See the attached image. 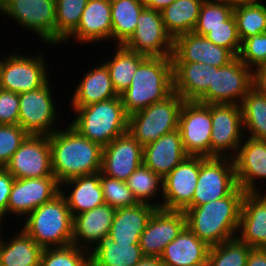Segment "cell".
Segmentation results:
<instances>
[{"mask_svg":"<svg viewBox=\"0 0 266 266\" xmlns=\"http://www.w3.org/2000/svg\"><path fill=\"white\" fill-rule=\"evenodd\" d=\"M67 124L48 135L53 175L59 184L101 170L103 148Z\"/></svg>","mask_w":266,"mask_h":266,"instance_id":"cell-1","label":"cell"},{"mask_svg":"<svg viewBox=\"0 0 266 266\" xmlns=\"http://www.w3.org/2000/svg\"><path fill=\"white\" fill-rule=\"evenodd\" d=\"M246 192L237 186L228 196L186 208V226L209 247L237 236L242 200Z\"/></svg>","mask_w":266,"mask_h":266,"instance_id":"cell-2","label":"cell"},{"mask_svg":"<svg viewBox=\"0 0 266 266\" xmlns=\"http://www.w3.org/2000/svg\"><path fill=\"white\" fill-rule=\"evenodd\" d=\"M173 92L172 57H147L136 69L130 86L120 95L128 116Z\"/></svg>","mask_w":266,"mask_h":266,"instance_id":"cell-3","label":"cell"},{"mask_svg":"<svg viewBox=\"0 0 266 266\" xmlns=\"http://www.w3.org/2000/svg\"><path fill=\"white\" fill-rule=\"evenodd\" d=\"M69 109L74 116L68 123L102 148L128 132V115L124 110L121 96Z\"/></svg>","mask_w":266,"mask_h":266,"instance_id":"cell-4","label":"cell"},{"mask_svg":"<svg viewBox=\"0 0 266 266\" xmlns=\"http://www.w3.org/2000/svg\"><path fill=\"white\" fill-rule=\"evenodd\" d=\"M73 220L65 198L59 193L24 218L22 229L43 249L72 244Z\"/></svg>","mask_w":266,"mask_h":266,"instance_id":"cell-5","label":"cell"},{"mask_svg":"<svg viewBox=\"0 0 266 266\" xmlns=\"http://www.w3.org/2000/svg\"><path fill=\"white\" fill-rule=\"evenodd\" d=\"M184 101L173 91L164 100L128 116V132L144 147L177 130Z\"/></svg>","mask_w":266,"mask_h":266,"instance_id":"cell-6","label":"cell"},{"mask_svg":"<svg viewBox=\"0 0 266 266\" xmlns=\"http://www.w3.org/2000/svg\"><path fill=\"white\" fill-rule=\"evenodd\" d=\"M56 0H0V14L36 34L39 42L56 45Z\"/></svg>","mask_w":266,"mask_h":266,"instance_id":"cell-7","label":"cell"},{"mask_svg":"<svg viewBox=\"0 0 266 266\" xmlns=\"http://www.w3.org/2000/svg\"><path fill=\"white\" fill-rule=\"evenodd\" d=\"M31 55L11 52L8 56H2L0 88L21 94L42 87L51 78L47 70V56L39 50L34 56Z\"/></svg>","mask_w":266,"mask_h":266,"instance_id":"cell-8","label":"cell"},{"mask_svg":"<svg viewBox=\"0 0 266 266\" xmlns=\"http://www.w3.org/2000/svg\"><path fill=\"white\" fill-rule=\"evenodd\" d=\"M50 80L38 89L19 94L18 125L28 134L50 135L61 128L57 116L61 110L57 111L56 92H53Z\"/></svg>","mask_w":266,"mask_h":266,"instance_id":"cell-9","label":"cell"},{"mask_svg":"<svg viewBox=\"0 0 266 266\" xmlns=\"http://www.w3.org/2000/svg\"><path fill=\"white\" fill-rule=\"evenodd\" d=\"M252 88V69L238 57L223 67L213 66L212 84L197 100L204 104H237Z\"/></svg>","mask_w":266,"mask_h":266,"instance_id":"cell-10","label":"cell"},{"mask_svg":"<svg viewBox=\"0 0 266 266\" xmlns=\"http://www.w3.org/2000/svg\"><path fill=\"white\" fill-rule=\"evenodd\" d=\"M237 186L233 158L200 156L197 186L187 208L224 198Z\"/></svg>","mask_w":266,"mask_h":266,"instance_id":"cell-11","label":"cell"},{"mask_svg":"<svg viewBox=\"0 0 266 266\" xmlns=\"http://www.w3.org/2000/svg\"><path fill=\"white\" fill-rule=\"evenodd\" d=\"M210 157L233 158L245 136L241 105L211 104Z\"/></svg>","mask_w":266,"mask_h":266,"instance_id":"cell-12","label":"cell"},{"mask_svg":"<svg viewBox=\"0 0 266 266\" xmlns=\"http://www.w3.org/2000/svg\"><path fill=\"white\" fill-rule=\"evenodd\" d=\"M123 46L147 57H171L174 39L166 31L161 13L144 8L135 31Z\"/></svg>","mask_w":266,"mask_h":266,"instance_id":"cell-13","label":"cell"},{"mask_svg":"<svg viewBox=\"0 0 266 266\" xmlns=\"http://www.w3.org/2000/svg\"><path fill=\"white\" fill-rule=\"evenodd\" d=\"M178 130L188 155L210 157L211 104L184 101Z\"/></svg>","mask_w":266,"mask_h":266,"instance_id":"cell-14","label":"cell"},{"mask_svg":"<svg viewBox=\"0 0 266 266\" xmlns=\"http://www.w3.org/2000/svg\"><path fill=\"white\" fill-rule=\"evenodd\" d=\"M4 168L16 179L54 176L49 136L29 134Z\"/></svg>","mask_w":266,"mask_h":266,"instance_id":"cell-15","label":"cell"},{"mask_svg":"<svg viewBox=\"0 0 266 266\" xmlns=\"http://www.w3.org/2000/svg\"><path fill=\"white\" fill-rule=\"evenodd\" d=\"M60 193V184L55 176L43 178L14 179L7 216L24 219L29 213Z\"/></svg>","mask_w":266,"mask_h":266,"instance_id":"cell-16","label":"cell"},{"mask_svg":"<svg viewBox=\"0 0 266 266\" xmlns=\"http://www.w3.org/2000/svg\"><path fill=\"white\" fill-rule=\"evenodd\" d=\"M200 156L188 155L163 179L162 209L184 211L197 186Z\"/></svg>","mask_w":266,"mask_h":266,"instance_id":"cell-17","label":"cell"},{"mask_svg":"<svg viewBox=\"0 0 266 266\" xmlns=\"http://www.w3.org/2000/svg\"><path fill=\"white\" fill-rule=\"evenodd\" d=\"M186 227L183 211L157 208L140 236L139 246L145 257L160 258L164 248Z\"/></svg>","mask_w":266,"mask_h":266,"instance_id":"cell-18","label":"cell"},{"mask_svg":"<svg viewBox=\"0 0 266 266\" xmlns=\"http://www.w3.org/2000/svg\"><path fill=\"white\" fill-rule=\"evenodd\" d=\"M233 161L237 185L246 193H263L258 182L260 185L266 179V140L245 135Z\"/></svg>","mask_w":266,"mask_h":266,"instance_id":"cell-19","label":"cell"},{"mask_svg":"<svg viewBox=\"0 0 266 266\" xmlns=\"http://www.w3.org/2000/svg\"><path fill=\"white\" fill-rule=\"evenodd\" d=\"M142 163L143 147L126 132L103 147L100 173L126 181Z\"/></svg>","mask_w":266,"mask_h":266,"instance_id":"cell-20","label":"cell"},{"mask_svg":"<svg viewBox=\"0 0 266 266\" xmlns=\"http://www.w3.org/2000/svg\"><path fill=\"white\" fill-rule=\"evenodd\" d=\"M171 57L172 62L205 63L215 67H223L236 58L229 49L217 46L194 32L181 34L174 39Z\"/></svg>","mask_w":266,"mask_h":266,"instance_id":"cell-21","label":"cell"},{"mask_svg":"<svg viewBox=\"0 0 266 266\" xmlns=\"http://www.w3.org/2000/svg\"><path fill=\"white\" fill-rule=\"evenodd\" d=\"M111 35V0H88L77 28L62 44H67L70 39H73L77 45L78 43L79 45H89V43L101 42L102 46V41L105 42V45L107 40L111 41Z\"/></svg>","mask_w":266,"mask_h":266,"instance_id":"cell-22","label":"cell"},{"mask_svg":"<svg viewBox=\"0 0 266 266\" xmlns=\"http://www.w3.org/2000/svg\"><path fill=\"white\" fill-rule=\"evenodd\" d=\"M252 248H266V193H246L236 236Z\"/></svg>","mask_w":266,"mask_h":266,"instance_id":"cell-23","label":"cell"},{"mask_svg":"<svg viewBox=\"0 0 266 266\" xmlns=\"http://www.w3.org/2000/svg\"><path fill=\"white\" fill-rule=\"evenodd\" d=\"M116 209L106 203L74 216L72 245L90 251L108 235Z\"/></svg>","mask_w":266,"mask_h":266,"instance_id":"cell-24","label":"cell"},{"mask_svg":"<svg viewBox=\"0 0 266 266\" xmlns=\"http://www.w3.org/2000/svg\"><path fill=\"white\" fill-rule=\"evenodd\" d=\"M187 156L178 129L143 147V163L162 179Z\"/></svg>","mask_w":266,"mask_h":266,"instance_id":"cell-25","label":"cell"},{"mask_svg":"<svg viewBox=\"0 0 266 266\" xmlns=\"http://www.w3.org/2000/svg\"><path fill=\"white\" fill-rule=\"evenodd\" d=\"M60 194L65 198L73 217L105 203L100 184V172L62 182Z\"/></svg>","mask_w":266,"mask_h":266,"instance_id":"cell-26","label":"cell"},{"mask_svg":"<svg viewBox=\"0 0 266 266\" xmlns=\"http://www.w3.org/2000/svg\"><path fill=\"white\" fill-rule=\"evenodd\" d=\"M83 77L79 79L75 91L72 93L70 106L83 107L92 103L107 101L118 97L106 65L102 62L93 68L85 71Z\"/></svg>","mask_w":266,"mask_h":266,"instance_id":"cell-27","label":"cell"},{"mask_svg":"<svg viewBox=\"0 0 266 266\" xmlns=\"http://www.w3.org/2000/svg\"><path fill=\"white\" fill-rule=\"evenodd\" d=\"M156 209L147 203L116 209L109 235L118 244H139L140 236Z\"/></svg>","mask_w":266,"mask_h":266,"instance_id":"cell-28","label":"cell"},{"mask_svg":"<svg viewBox=\"0 0 266 266\" xmlns=\"http://www.w3.org/2000/svg\"><path fill=\"white\" fill-rule=\"evenodd\" d=\"M213 66L195 62H173V91L185 101H197L212 84Z\"/></svg>","mask_w":266,"mask_h":266,"instance_id":"cell-29","label":"cell"},{"mask_svg":"<svg viewBox=\"0 0 266 266\" xmlns=\"http://www.w3.org/2000/svg\"><path fill=\"white\" fill-rule=\"evenodd\" d=\"M209 246L187 226L163 250L160 259L165 266H191L208 260Z\"/></svg>","mask_w":266,"mask_h":266,"instance_id":"cell-30","label":"cell"},{"mask_svg":"<svg viewBox=\"0 0 266 266\" xmlns=\"http://www.w3.org/2000/svg\"><path fill=\"white\" fill-rule=\"evenodd\" d=\"M8 235L0 237V266H40L41 246L22 228Z\"/></svg>","mask_w":266,"mask_h":266,"instance_id":"cell-31","label":"cell"},{"mask_svg":"<svg viewBox=\"0 0 266 266\" xmlns=\"http://www.w3.org/2000/svg\"><path fill=\"white\" fill-rule=\"evenodd\" d=\"M91 266H134L143 257L139 244H118L104 235L89 251Z\"/></svg>","mask_w":266,"mask_h":266,"instance_id":"cell-32","label":"cell"},{"mask_svg":"<svg viewBox=\"0 0 266 266\" xmlns=\"http://www.w3.org/2000/svg\"><path fill=\"white\" fill-rule=\"evenodd\" d=\"M114 47L113 56L106 57L107 59H104L103 63L109 70L116 93L120 96L130 86L136 69L147 56L134 52L123 45Z\"/></svg>","mask_w":266,"mask_h":266,"instance_id":"cell-33","label":"cell"},{"mask_svg":"<svg viewBox=\"0 0 266 266\" xmlns=\"http://www.w3.org/2000/svg\"><path fill=\"white\" fill-rule=\"evenodd\" d=\"M203 2L204 0H175L160 12L166 31L173 39L193 32Z\"/></svg>","mask_w":266,"mask_h":266,"instance_id":"cell-34","label":"cell"},{"mask_svg":"<svg viewBox=\"0 0 266 266\" xmlns=\"http://www.w3.org/2000/svg\"><path fill=\"white\" fill-rule=\"evenodd\" d=\"M144 8L142 0H111L113 46L123 45L131 37Z\"/></svg>","mask_w":266,"mask_h":266,"instance_id":"cell-35","label":"cell"},{"mask_svg":"<svg viewBox=\"0 0 266 266\" xmlns=\"http://www.w3.org/2000/svg\"><path fill=\"white\" fill-rule=\"evenodd\" d=\"M126 183L139 203H147L156 208H162L163 179L144 163L138 166L126 180Z\"/></svg>","mask_w":266,"mask_h":266,"instance_id":"cell-36","label":"cell"},{"mask_svg":"<svg viewBox=\"0 0 266 266\" xmlns=\"http://www.w3.org/2000/svg\"><path fill=\"white\" fill-rule=\"evenodd\" d=\"M240 105L246 137L266 140V97L252 87Z\"/></svg>","mask_w":266,"mask_h":266,"instance_id":"cell-37","label":"cell"},{"mask_svg":"<svg viewBox=\"0 0 266 266\" xmlns=\"http://www.w3.org/2000/svg\"><path fill=\"white\" fill-rule=\"evenodd\" d=\"M233 15L241 42L266 32V3L264 1L234 6Z\"/></svg>","mask_w":266,"mask_h":266,"instance_id":"cell-38","label":"cell"},{"mask_svg":"<svg viewBox=\"0 0 266 266\" xmlns=\"http://www.w3.org/2000/svg\"><path fill=\"white\" fill-rule=\"evenodd\" d=\"M88 0H56V46L77 28Z\"/></svg>","mask_w":266,"mask_h":266,"instance_id":"cell-39","label":"cell"},{"mask_svg":"<svg viewBox=\"0 0 266 266\" xmlns=\"http://www.w3.org/2000/svg\"><path fill=\"white\" fill-rule=\"evenodd\" d=\"M251 249L237 237L211 246L208 252L209 266H246Z\"/></svg>","mask_w":266,"mask_h":266,"instance_id":"cell-40","label":"cell"},{"mask_svg":"<svg viewBox=\"0 0 266 266\" xmlns=\"http://www.w3.org/2000/svg\"><path fill=\"white\" fill-rule=\"evenodd\" d=\"M193 32L205 36L217 46L229 49L238 57L241 49V40L238 36L237 23L233 14L224 21V25L217 27H195Z\"/></svg>","mask_w":266,"mask_h":266,"instance_id":"cell-41","label":"cell"},{"mask_svg":"<svg viewBox=\"0 0 266 266\" xmlns=\"http://www.w3.org/2000/svg\"><path fill=\"white\" fill-rule=\"evenodd\" d=\"M40 266H91L89 251L75 245L44 248Z\"/></svg>","mask_w":266,"mask_h":266,"instance_id":"cell-42","label":"cell"},{"mask_svg":"<svg viewBox=\"0 0 266 266\" xmlns=\"http://www.w3.org/2000/svg\"><path fill=\"white\" fill-rule=\"evenodd\" d=\"M104 202L115 208H125L138 204L126 181L115 179L100 173Z\"/></svg>","mask_w":266,"mask_h":266,"instance_id":"cell-43","label":"cell"},{"mask_svg":"<svg viewBox=\"0 0 266 266\" xmlns=\"http://www.w3.org/2000/svg\"><path fill=\"white\" fill-rule=\"evenodd\" d=\"M234 6L226 0H204L195 27H217L224 25L233 14Z\"/></svg>","mask_w":266,"mask_h":266,"instance_id":"cell-44","label":"cell"},{"mask_svg":"<svg viewBox=\"0 0 266 266\" xmlns=\"http://www.w3.org/2000/svg\"><path fill=\"white\" fill-rule=\"evenodd\" d=\"M28 135L20 125H0V167H5Z\"/></svg>","mask_w":266,"mask_h":266,"instance_id":"cell-45","label":"cell"},{"mask_svg":"<svg viewBox=\"0 0 266 266\" xmlns=\"http://www.w3.org/2000/svg\"><path fill=\"white\" fill-rule=\"evenodd\" d=\"M238 58L252 70L266 63V32L244 39Z\"/></svg>","mask_w":266,"mask_h":266,"instance_id":"cell-46","label":"cell"},{"mask_svg":"<svg viewBox=\"0 0 266 266\" xmlns=\"http://www.w3.org/2000/svg\"><path fill=\"white\" fill-rule=\"evenodd\" d=\"M19 94L0 88V125H18Z\"/></svg>","mask_w":266,"mask_h":266,"instance_id":"cell-47","label":"cell"},{"mask_svg":"<svg viewBox=\"0 0 266 266\" xmlns=\"http://www.w3.org/2000/svg\"><path fill=\"white\" fill-rule=\"evenodd\" d=\"M14 179L4 167H0V214L6 221H8L7 207Z\"/></svg>","mask_w":266,"mask_h":266,"instance_id":"cell-48","label":"cell"},{"mask_svg":"<svg viewBox=\"0 0 266 266\" xmlns=\"http://www.w3.org/2000/svg\"><path fill=\"white\" fill-rule=\"evenodd\" d=\"M252 87L266 97V63L252 70Z\"/></svg>","mask_w":266,"mask_h":266,"instance_id":"cell-49","label":"cell"},{"mask_svg":"<svg viewBox=\"0 0 266 266\" xmlns=\"http://www.w3.org/2000/svg\"><path fill=\"white\" fill-rule=\"evenodd\" d=\"M246 266H266V248H252Z\"/></svg>","mask_w":266,"mask_h":266,"instance_id":"cell-50","label":"cell"},{"mask_svg":"<svg viewBox=\"0 0 266 266\" xmlns=\"http://www.w3.org/2000/svg\"><path fill=\"white\" fill-rule=\"evenodd\" d=\"M145 8L161 12L175 0H142Z\"/></svg>","mask_w":266,"mask_h":266,"instance_id":"cell-51","label":"cell"},{"mask_svg":"<svg viewBox=\"0 0 266 266\" xmlns=\"http://www.w3.org/2000/svg\"><path fill=\"white\" fill-rule=\"evenodd\" d=\"M134 266H165L162 260L158 257H143Z\"/></svg>","mask_w":266,"mask_h":266,"instance_id":"cell-52","label":"cell"},{"mask_svg":"<svg viewBox=\"0 0 266 266\" xmlns=\"http://www.w3.org/2000/svg\"><path fill=\"white\" fill-rule=\"evenodd\" d=\"M230 5L236 6L240 4H250V3H258L262 2L263 0H226Z\"/></svg>","mask_w":266,"mask_h":266,"instance_id":"cell-53","label":"cell"},{"mask_svg":"<svg viewBox=\"0 0 266 266\" xmlns=\"http://www.w3.org/2000/svg\"><path fill=\"white\" fill-rule=\"evenodd\" d=\"M4 219H3V216L0 214V237H1V235H2V233L4 234L5 232V230L3 229V224H4ZM2 227V228H1ZM2 230H3V232H2Z\"/></svg>","mask_w":266,"mask_h":266,"instance_id":"cell-54","label":"cell"},{"mask_svg":"<svg viewBox=\"0 0 266 266\" xmlns=\"http://www.w3.org/2000/svg\"><path fill=\"white\" fill-rule=\"evenodd\" d=\"M191 266H209L208 260L205 263H200L197 265H191Z\"/></svg>","mask_w":266,"mask_h":266,"instance_id":"cell-55","label":"cell"}]
</instances>
